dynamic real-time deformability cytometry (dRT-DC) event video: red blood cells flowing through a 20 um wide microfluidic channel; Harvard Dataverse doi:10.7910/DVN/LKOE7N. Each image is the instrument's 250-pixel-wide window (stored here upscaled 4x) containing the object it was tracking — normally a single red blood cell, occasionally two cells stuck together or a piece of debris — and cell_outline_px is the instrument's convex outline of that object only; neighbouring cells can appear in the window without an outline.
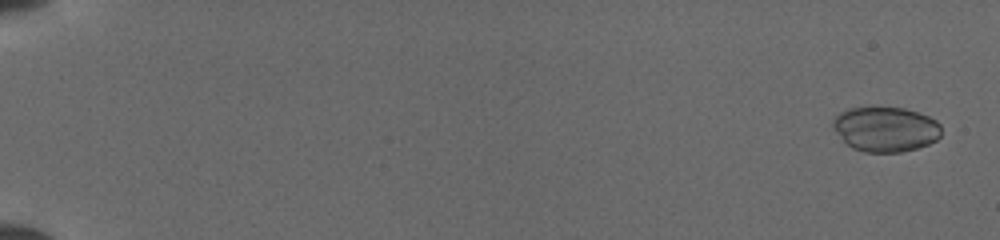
{"species": "common noctule bat (a hibernating species)", "species_latin": "Nyctalus noctula", "temperature_condition": "cold", "stored_images_in_passage": 51, "camera_frame_rate_fps": 3000, "um_per_image_px": 0.085, "animal": {"sex": "female", "body_mass_g": 19.5, "forearm_length_mm": 54.1}, "frame": {"image": 1, "passage_image": 2, "time_ms": 0.333, "image_size_px": [1000, 240], "cell_outline_px": [[940, 136], [936, 140], [928, 144], [916, 148], [900, 152], [864, 152], [852, 148], [832, 128], [832, 120], [840, 112], [848, 108], [904, 108], [928, 116], [936, 120], [940, 124]], "centroid_in_image_um": [75.26, 10.98], "position_along_channel_um": 9.7, "area_um2": 28.15}}
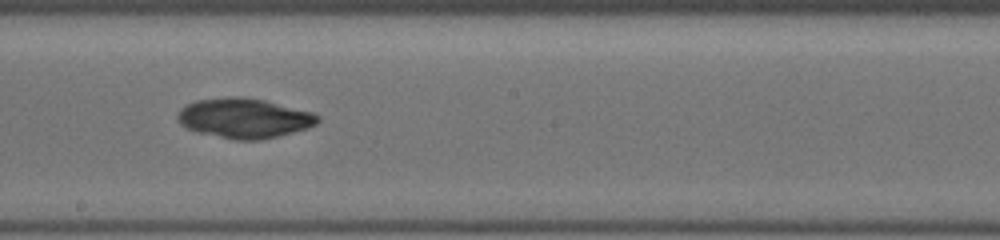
{"frame": {"image": 2, "passage_image": 31, "time_ms": 10.0, "image_size_px": [1000, 240], "cell_outline_px": [[320, 120], [316, 124], [308, 128], [260, 140], [236, 140], [196, 132], [180, 124], [176, 120], [176, 116], [180, 108], [196, 100], [228, 96], [244, 96], [264, 100], [312, 112], [320, 116]], "centroid_in_image_um": [20.73, 10.03], "position_along_channel_um": 227.5, "area_um2": 32.66}}
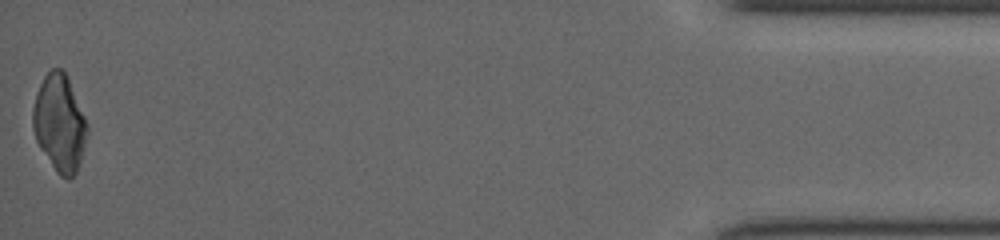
{"frame": {"image": 3, "passage_image": 51, "time_ms": 16.667, "image_size_px": [1000, 240], "cell_outline_px": [[88, 132], [80, 160], [76, 172], [68, 180], [60, 176], [56, 172], [40, 148], [36, 140], [32, 128], [32, 108], [36, 92], [44, 76], [52, 68], [64, 68], [68, 76], [88, 124]], "centroid_in_image_um": [5.05, 10.43], "position_along_channel_um": 430.2, "area_um2": 30.92}}